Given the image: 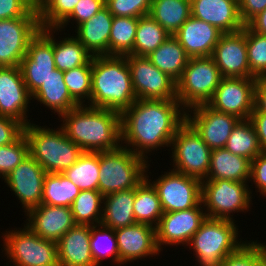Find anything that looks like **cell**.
Wrapping results in <instances>:
<instances>
[{"instance_id":"1","label":"cell","mask_w":266,"mask_h":266,"mask_svg":"<svg viewBox=\"0 0 266 266\" xmlns=\"http://www.w3.org/2000/svg\"><path fill=\"white\" fill-rule=\"evenodd\" d=\"M185 121L186 110L178 100L137 99L121 113V146L149 161L146 154L170 147Z\"/></svg>"},{"instance_id":"2","label":"cell","mask_w":266,"mask_h":266,"mask_svg":"<svg viewBox=\"0 0 266 266\" xmlns=\"http://www.w3.org/2000/svg\"><path fill=\"white\" fill-rule=\"evenodd\" d=\"M67 137L84 152H104L121 146V113L79 105L61 116Z\"/></svg>"},{"instance_id":"3","label":"cell","mask_w":266,"mask_h":266,"mask_svg":"<svg viewBox=\"0 0 266 266\" xmlns=\"http://www.w3.org/2000/svg\"><path fill=\"white\" fill-rule=\"evenodd\" d=\"M136 100L127 55L92 57L91 97L86 105L122 113Z\"/></svg>"},{"instance_id":"4","label":"cell","mask_w":266,"mask_h":266,"mask_svg":"<svg viewBox=\"0 0 266 266\" xmlns=\"http://www.w3.org/2000/svg\"><path fill=\"white\" fill-rule=\"evenodd\" d=\"M57 129L34 123L28 124L24 129L29 143V154L47 173H63L84 152L67 137L61 126Z\"/></svg>"},{"instance_id":"5","label":"cell","mask_w":266,"mask_h":266,"mask_svg":"<svg viewBox=\"0 0 266 266\" xmlns=\"http://www.w3.org/2000/svg\"><path fill=\"white\" fill-rule=\"evenodd\" d=\"M238 230L235 221L207 217L187 245L193 249L198 266H220L228 255L236 252L246 243L238 240Z\"/></svg>"},{"instance_id":"6","label":"cell","mask_w":266,"mask_h":266,"mask_svg":"<svg viewBox=\"0 0 266 266\" xmlns=\"http://www.w3.org/2000/svg\"><path fill=\"white\" fill-rule=\"evenodd\" d=\"M148 162L123 146L99 152V192L105 196L136 188L146 179Z\"/></svg>"},{"instance_id":"7","label":"cell","mask_w":266,"mask_h":266,"mask_svg":"<svg viewBox=\"0 0 266 266\" xmlns=\"http://www.w3.org/2000/svg\"><path fill=\"white\" fill-rule=\"evenodd\" d=\"M221 79L219 68L211 56L190 58L176 82L177 100L185 110L207 104Z\"/></svg>"},{"instance_id":"8","label":"cell","mask_w":266,"mask_h":266,"mask_svg":"<svg viewBox=\"0 0 266 266\" xmlns=\"http://www.w3.org/2000/svg\"><path fill=\"white\" fill-rule=\"evenodd\" d=\"M251 194L252 190L245 182L231 180L201 181V202L208 218L235 221L232 217L233 212L245 213L252 207L251 199L253 195Z\"/></svg>"},{"instance_id":"9","label":"cell","mask_w":266,"mask_h":266,"mask_svg":"<svg viewBox=\"0 0 266 266\" xmlns=\"http://www.w3.org/2000/svg\"><path fill=\"white\" fill-rule=\"evenodd\" d=\"M16 229V230H15ZM3 234V252L14 266H59L57 243L45 240L29 227Z\"/></svg>"},{"instance_id":"10","label":"cell","mask_w":266,"mask_h":266,"mask_svg":"<svg viewBox=\"0 0 266 266\" xmlns=\"http://www.w3.org/2000/svg\"><path fill=\"white\" fill-rule=\"evenodd\" d=\"M170 146L174 171L206 180L212 150L187 121L177 129Z\"/></svg>"},{"instance_id":"11","label":"cell","mask_w":266,"mask_h":266,"mask_svg":"<svg viewBox=\"0 0 266 266\" xmlns=\"http://www.w3.org/2000/svg\"><path fill=\"white\" fill-rule=\"evenodd\" d=\"M57 28H40L30 39L20 69L29 94L32 96L56 69L53 54V33Z\"/></svg>"},{"instance_id":"12","label":"cell","mask_w":266,"mask_h":266,"mask_svg":"<svg viewBox=\"0 0 266 266\" xmlns=\"http://www.w3.org/2000/svg\"><path fill=\"white\" fill-rule=\"evenodd\" d=\"M155 181H148L156 189L164 213L187 210L201 203V181L169 169Z\"/></svg>"},{"instance_id":"13","label":"cell","mask_w":266,"mask_h":266,"mask_svg":"<svg viewBox=\"0 0 266 266\" xmlns=\"http://www.w3.org/2000/svg\"><path fill=\"white\" fill-rule=\"evenodd\" d=\"M127 64L137 99L177 100L176 82L146 56L127 55Z\"/></svg>"},{"instance_id":"14","label":"cell","mask_w":266,"mask_h":266,"mask_svg":"<svg viewBox=\"0 0 266 266\" xmlns=\"http://www.w3.org/2000/svg\"><path fill=\"white\" fill-rule=\"evenodd\" d=\"M257 78L222 77L207 105L212 109L247 120L254 109Z\"/></svg>"},{"instance_id":"15","label":"cell","mask_w":266,"mask_h":266,"mask_svg":"<svg viewBox=\"0 0 266 266\" xmlns=\"http://www.w3.org/2000/svg\"><path fill=\"white\" fill-rule=\"evenodd\" d=\"M39 29V17L0 20V67H20L29 41Z\"/></svg>"},{"instance_id":"16","label":"cell","mask_w":266,"mask_h":266,"mask_svg":"<svg viewBox=\"0 0 266 266\" xmlns=\"http://www.w3.org/2000/svg\"><path fill=\"white\" fill-rule=\"evenodd\" d=\"M240 120L235 115L216 111L207 104H200L186 110V121L211 150L226 146L233 128Z\"/></svg>"},{"instance_id":"17","label":"cell","mask_w":266,"mask_h":266,"mask_svg":"<svg viewBox=\"0 0 266 266\" xmlns=\"http://www.w3.org/2000/svg\"><path fill=\"white\" fill-rule=\"evenodd\" d=\"M206 218L202 202L187 210L163 213L156 227V243L159 250L162 251L164 248L162 245L187 246Z\"/></svg>"},{"instance_id":"18","label":"cell","mask_w":266,"mask_h":266,"mask_svg":"<svg viewBox=\"0 0 266 266\" xmlns=\"http://www.w3.org/2000/svg\"><path fill=\"white\" fill-rule=\"evenodd\" d=\"M211 57L222 77L256 78L248 63L246 25L240 31L223 33Z\"/></svg>"},{"instance_id":"19","label":"cell","mask_w":266,"mask_h":266,"mask_svg":"<svg viewBox=\"0 0 266 266\" xmlns=\"http://www.w3.org/2000/svg\"><path fill=\"white\" fill-rule=\"evenodd\" d=\"M47 172L29 154L3 180L20 200L25 214L42 204L43 184Z\"/></svg>"},{"instance_id":"20","label":"cell","mask_w":266,"mask_h":266,"mask_svg":"<svg viewBox=\"0 0 266 266\" xmlns=\"http://www.w3.org/2000/svg\"><path fill=\"white\" fill-rule=\"evenodd\" d=\"M31 100L20 67H0V116L27 126L31 123L27 117Z\"/></svg>"},{"instance_id":"21","label":"cell","mask_w":266,"mask_h":266,"mask_svg":"<svg viewBox=\"0 0 266 266\" xmlns=\"http://www.w3.org/2000/svg\"><path fill=\"white\" fill-rule=\"evenodd\" d=\"M114 231L118 244L119 266L148 256L159 255L160 250L156 243L155 227L135 223Z\"/></svg>"},{"instance_id":"22","label":"cell","mask_w":266,"mask_h":266,"mask_svg":"<svg viewBox=\"0 0 266 266\" xmlns=\"http://www.w3.org/2000/svg\"><path fill=\"white\" fill-rule=\"evenodd\" d=\"M25 216H28L25 225L35 234L56 243L77 225L71 207L41 204L30 209Z\"/></svg>"},{"instance_id":"23","label":"cell","mask_w":266,"mask_h":266,"mask_svg":"<svg viewBox=\"0 0 266 266\" xmlns=\"http://www.w3.org/2000/svg\"><path fill=\"white\" fill-rule=\"evenodd\" d=\"M223 32L192 15L173 35L190 58L211 56Z\"/></svg>"},{"instance_id":"24","label":"cell","mask_w":266,"mask_h":266,"mask_svg":"<svg viewBox=\"0 0 266 266\" xmlns=\"http://www.w3.org/2000/svg\"><path fill=\"white\" fill-rule=\"evenodd\" d=\"M191 15L223 33L237 32L245 26L239 16L238 0H191Z\"/></svg>"},{"instance_id":"25","label":"cell","mask_w":266,"mask_h":266,"mask_svg":"<svg viewBox=\"0 0 266 266\" xmlns=\"http://www.w3.org/2000/svg\"><path fill=\"white\" fill-rule=\"evenodd\" d=\"M91 225H76L57 242L59 266H96L90 249Z\"/></svg>"},{"instance_id":"26","label":"cell","mask_w":266,"mask_h":266,"mask_svg":"<svg viewBox=\"0 0 266 266\" xmlns=\"http://www.w3.org/2000/svg\"><path fill=\"white\" fill-rule=\"evenodd\" d=\"M113 17L105 6L75 29V32L77 31L75 37L93 57L109 55V36Z\"/></svg>"},{"instance_id":"27","label":"cell","mask_w":266,"mask_h":266,"mask_svg":"<svg viewBox=\"0 0 266 266\" xmlns=\"http://www.w3.org/2000/svg\"><path fill=\"white\" fill-rule=\"evenodd\" d=\"M251 161L226 148L213 149L206 180L250 182Z\"/></svg>"},{"instance_id":"28","label":"cell","mask_w":266,"mask_h":266,"mask_svg":"<svg viewBox=\"0 0 266 266\" xmlns=\"http://www.w3.org/2000/svg\"><path fill=\"white\" fill-rule=\"evenodd\" d=\"M32 100H37L40 105L46 106L57 113L59 118L68 113L79 104L71 97L68 88L64 82L63 71L57 68L40 86V88L31 96Z\"/></svg>"},{"instance_id":"29","label":"cell","mask_w":266,"mask_h":266,"mask_svg":"<svg viewBox=\"0 0 266 266\" xmlns=\"http://www.w3.org/2000/svg\"><path fill=\"white\" fill-rule=\"evenodd\" d=\"M135 196L136 188L105 195L100 224L113 230L135 224Z\"/></svg>"},{"instance_id":"30","label":"cell","mask_w":266,"mask_h":266,"mask_svg":"<svg viewBox=\"0 0 266 266\" xmlns=\"http://www.w3.org/2000/svg\"><path fill=\"white\" fill-rule=\"evenodd\" d=\"M154 66L177 82L190 57L180 42L171 35L155 51L146 56Z\"/></svg>"},{"instance_id":"31","label":"cell","mask_w":266,"mask_h":266,"mask_svg":"<svg viewBox=\"0 0 266 266\" xmlns=\"http://www.w3.org/2000/svg\"><path fill=\"white\" fill-rule=\"evenodd\" d=\"M149 15L174 35L191 16V0H153Z\"/></svg>"},{"instance_id":"32","label":"cell","mask_w":266,"mask_h":266,"mask_svg":"<svg viewBox=\"0 0 266 266\" xmlns=\"http://www.w3.org/2000/svg\"><path fill=\"white\" fill-rule=\"evenodd\" d=\"M148 169L147 167L146 179L136 187L134 217L136 223L147 224L156 228L164 212L156 189L148 181Z\"/></svg>"},{"instance_id":"33","label":"cell","mask_w":266,"mask_h":266,"mask_svg":"<svg viewBox=\"0 0 266 266\" xmlns=\"http://www.w3.org/2000/svg\"><path fill=\"white\" fill-rule=\"evenodd\" d=\"M99 152H83L62 174L81 191H99Z\"/></svg>"},{"instance_id":"34","label":"cell","mask_w":266,"mask_h":266,"mask_svg":"<svg viewBox=\"0 0 266 266\" xmlns=\"http://www.w3.org/2000/svg\"><path fill=\"white\" fill-rule=\"evenodd\" d=\"M80 191L62 173H47L43 184L42 204L71 207Z\"/></svg>"},{"instance_id":"35","label":"cell","mask_w":266,"mask_h":266,"mask_svg":"<svg viewBox=\"0 0 266 266\" xmlns=\"http://www.w3.org/2000/svg\"><path fill=\"white\" fill-rule=\"evenodd\" d=\"M170 36L171 34H169L149 14L139 17L134 41L133 55H149Z\"/></svg>"},{"instance_id":"36","label":"cell","mask_w":266,"mask_h":266,"mask_svg":"<svg viewBox=\"0 0 266 266\" xmlns=\"http://www.w3.org/2000/svg\"><path fill=\"white\" fill-rule=\"evenodd\" d=\"M69 36L60 41L53 37L55 66L60 71L85 65L93 57L75 36Z\"/></svg>"},{"instance_id":"37","label":"cell","mask_w":266,"mask_h":266,"mask_svg":"<svg viewBox=\"0 0 266 266\" xmlns=\"http://www.w3.org/2000/svg\"><path fill=\"white\" fill-rule=\"evenodd\" d=\"M224 148L250 161L262 152L255 128L249 119L237 123Z\"/></svg>"},{"instance_id":"38","label":"cell","mask_w":266,"mask_h":266,"mask_svg":"<svg viewBox=\"0 0 266 266\" xmlns=\"http://www.w3.org/2000/svg\"><path fill=\"white\" fill-rule=\"evenodd\" d=\"M138 20V17H113L109 55H133Z\"/></svg>"},{"instance_id":"39","label":"cell","mask_w":266,"mask_h":266,"mask_svg":"<svg viewBox=\"0 0 266 266\" xmlns=\"http://www.w3.org/2000/svg\"><path fill=\"white\" fill-rule=\"evenodd\" d=\"M104 196L96 190L80 191L71 205L77 225H98L101 223Z\"/></svg>"},{"instance_id":"40","label":"cell","mask_w":266,"mask_h":266,"mask_svg":"<svg viewBox=\"0 0 266 266\" xmlns=\"http://www.w3.org/2000/svg\"><path fill=\"white\" fill-rule=\"evenodd\" d=\"M90 249L96 266H100L103 258H109L119 265L118 244L115 231L102 224L92 225L90 229Z\"/></svg>"},{"instance_id":"41","label":"cell","mask_w":266,"mask_h":266,"mask_svg":"<svg viewBox=\"0 0 266 266\" xmlns=\"http://www.w3.org/2000/svg\"><path fill=\"white\" fill-rule=\"evenodd\" d=\"M63 73L64 82L71 97L79 105H85V102L89 104L92 84V58L85 65L63 71Z\"/></svg>"},{"instance_id":"42","label":"cell","mask_w":266,"mask_h":266,"mask_svg":"<svg viewBox=\"0 0 266 266\" xmlns=\"http://www.w3.org/2000/svg\"><path fill=\"white\" fill-rule=\"evenodd\" d=\"M80 0H42L39 11L40 28H57L74 10Z\"/></svg>"},{"instance_id":"43","label":"cell","mask_w":266,"mask_h":266,"mask_svg":"<svg viewBox=\"0 0 266 266\" xmlns=\"http://www.w3.org/2000/svg\"><path fill=\"white\" fill-rule=\"evenodd\" d=\"M246 46L250 72L258 78H266V35L251 31L246 26Z\"/></svg>"},{"instance_id":"44","label":"cell","mask_w":266,"mask_h":266,"mask_svg":"<svg viewBox=\"0 0 266 266\" xmlns=\"http://www.w3.org/2000/svg\"><path fill=\"white\" fill-rule=\"evenodd\" d=\"M29 155L25 134L12 144L0 146V178L4 179Z\"/></svg>"},{"instance_id":"45","label":"cell","mask_w":266,"mask_h":266,"mask_svg":"<svg viewBox=\"0 0 266 266\" xmlns=\"http://www.w3.org/2000/svg\"><path fill=\"white\" fill-rule=\"evenodd\" d=\"M153 0H105L114 17H141L149 14Z\"/></svg>"},{"instance_id":"46","label":"cell","mask_w":266,"mask_h":266,"mask_svg":"<svg viewBox=\"0 0 266 266\" xmlns=\"http://www.w3.org/2000/svg\"><path fill=\"white\" fill-rule=\"evenodd\" d=\"M105 7V0H80L74 7L73 12L57 27L61 31H65V26L69 22L74 21L76 27L83 22L91 19L97 12ZM64 29V30H61Z\"/></svg>"},{"instance_id":"47","label":"cell","mask_w":266,"mask_h":266,"mask_svg":"<svg viewBox=\"0 0 266 266\" xmlns=\"http://www.w3.org/2000/svg\"><path fill=\"white\" fill-rule=\"evenodd\" d=\"M39 17V11L28 0H0V20Z\"/></svg>"},{"instance_id":"48","label":"cell","mask_w":266,"mask_h":266,"mask_svg":"<svg viewBox=\"0 0 266 266\" xmlns=\"http://www.w3.org/2000/svg\"><path fill=\"white\" fill-rule=\"evenodd\" d=\"M25 125L11 117L0 116V146L12 144L24 134Z\"/></svg>"},{"instance_id":"49","label":"cell","mask_w":266,"mask_h":266,"mask_svg":"<svg viewBox=\"0 0 266 266\" xmlns=\"http://www.w3.org/2000/svg\"><path fill=\"white\" fill-rule=\"evenodd\" d=\"M250 181L259 194L266 196V151H262L251 161Z\"/></svg>"},{"instance_id":"50","label":"cell","mask_w":266,"mask_h":266,"mask_svg":"<svg viewBox=\"0 0 266 266\" xmlns=\"http://www.w3.org/2000/svg\"><path fill=\"white\" fill-rule=\"evenodd\" d=\"M253 241L244 243L236 252L228 255L220 266H252Z\"/></svg>"},{"instance_id":"51","label":"cell","mask_w":266,"mask_h":266,"mask_svg":"<svg viewBox=\"0 0 266 266\" xmlns=\"http://www.w3.org/2000/svg\"><path fill=\"white\" fill-rule=\"evenodd\" d=\"M239 16L244 25L266 9V0H238Z\"/></svg>"},{"instance_id":"52","label":"cell","mask_w":266,"mask_h":266,"mask_svg":"<svg viewBox=\"0 0 266 266\" xmlns=\"http://www.w3.org/2000/svg\"><path fill=\"white\" fill-rule=\"evenodd\" d=\"M249 120L252 122L262 151H266V113L252 111Z\"/></svg>"},{"instance_id":"53","label":"cell","mask_w":266,"mask_h":266,"mask_svg":"<svg viewBox=\"0 0 266 266\" xmlns=\"http://www.w3.org/2000/svg\"><path fill=\"white\" fill-rule=\"evenodd\" d=\"M253 111L266 113V78H258L256 81Z\"/></svg>"},{"instance_id":"54","label":"cell","mask_w":266,"mask_h":266,"mask_svg":"<svg viewBox=\"0 0 266 266\" xmlns=\"http://www.w3.org/2000/svg\"><path fill=\"white\" fill-rule=\"evenodd\" d=\"M246 26L255 33L266 35V9L253 17Z\"/></svg>"},{"instance_id":"55","label":"cell","mask_w":266,"mask_h":266,"mask_svg":"<svg viewBox=\"0 0 266 266\" xmlns=\"http://www.w3.org/2000/svg\"><path fill=\"white\" fill-rule=\"evenodd\" d=\"M253 241V265L266 266V244Z\"/></svg>"},{"instance_id":"56","label":"cell","mask_w":266,"mask_h":266,"mask_svg":"<svg viewBox=\"0 0 266 266\" xmlns=\"http://www.w3.org/2000/svg\"><path fill=\"white\" fill-rule=\"evenodd\" d=\"M28 1H30L35 7H37L42 2V0H28Z\"/></svg>"}]
</instances>
